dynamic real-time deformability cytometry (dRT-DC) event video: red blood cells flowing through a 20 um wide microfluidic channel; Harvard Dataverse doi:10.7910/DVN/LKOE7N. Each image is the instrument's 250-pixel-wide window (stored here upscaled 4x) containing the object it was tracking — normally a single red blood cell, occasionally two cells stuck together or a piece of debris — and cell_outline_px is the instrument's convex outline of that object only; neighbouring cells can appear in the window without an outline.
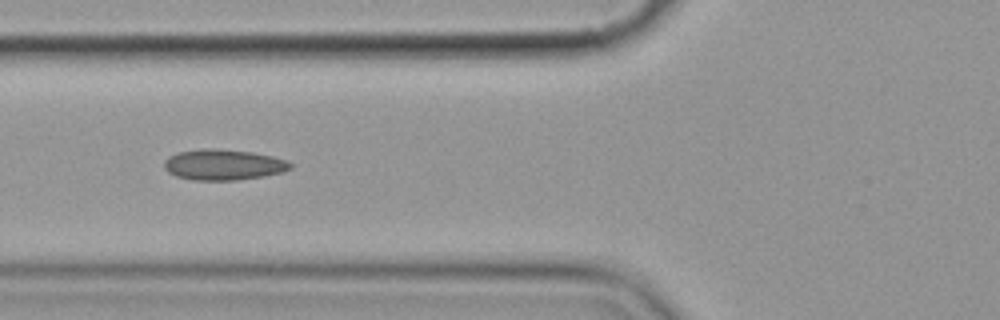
{"species": "common noctule bat (a hibernating species)", "species_latin": "Nyctalus noctula", "temperature_condition": "cold", "stored_images_in_passage": 9, "camera_frame_rate_fps": 3000, "um_per_image_px": 0.085, "animal": {"sex": "female", "body_mass_g": 19.9}, "frame": {"image": 1, "passage_image": 6, "time_ms": 6.0, "image_size_px": [1000, 320], "cell_outline_px": [[292, 168], [284, 172], [264, 176], [236, 180], [192, 180], [176, 176], [168, 172], [164, 168], [164, 160], [168, 156], [180, 152], [204, 148], [216, 148], [252, 152], [272, 156], [288, 160], [292, 164]], "centroid_in_image_um": [19.01, 14.0], "position_along_channel_um": 106.8, "area_um2": 22.77}}
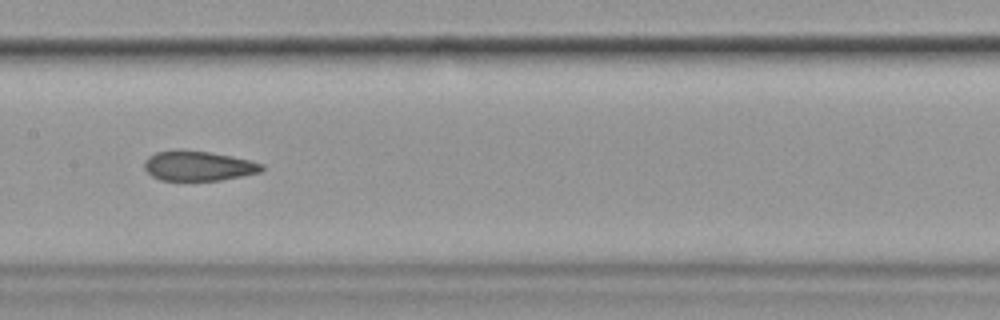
{"frame": {"image": 2, "passage_image": 8, "time_ms": 8.333, "image_size_px": [1000, 320], "cell_outline_px": [[264, 168], [260, 172], [220, 180], [160, 180], [152, 176], [144, 168], [144, 160], [148, 156], [156, 152], [180, 148], [208, 152], [232, 156], [264, 164]], "centroid_in_image_um": [16.81, 14.08], "position_along_channel_um": 190.6, "area_um2": 20.52}}
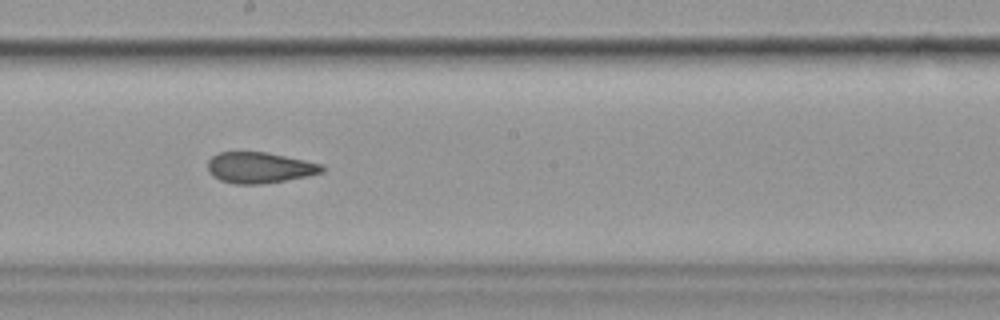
{"frame": {"image": 3, "passage_image": 9, "time_ms": 9.333, "image_size_px": [1000, 320], "cell_outline_px": [[324, 172], [308, 176], [264, 184], [236, 184], [220, 180], [212, 176], [208, 172], [208, 160], [212, 156], [220, 152], [268, 152], [304, 160], [320, 164], [324, 168]], "centroid_in_image_um": [22.04, 14.25], "position_along_channel_um": 226.2, "area_um2": 20.63}}